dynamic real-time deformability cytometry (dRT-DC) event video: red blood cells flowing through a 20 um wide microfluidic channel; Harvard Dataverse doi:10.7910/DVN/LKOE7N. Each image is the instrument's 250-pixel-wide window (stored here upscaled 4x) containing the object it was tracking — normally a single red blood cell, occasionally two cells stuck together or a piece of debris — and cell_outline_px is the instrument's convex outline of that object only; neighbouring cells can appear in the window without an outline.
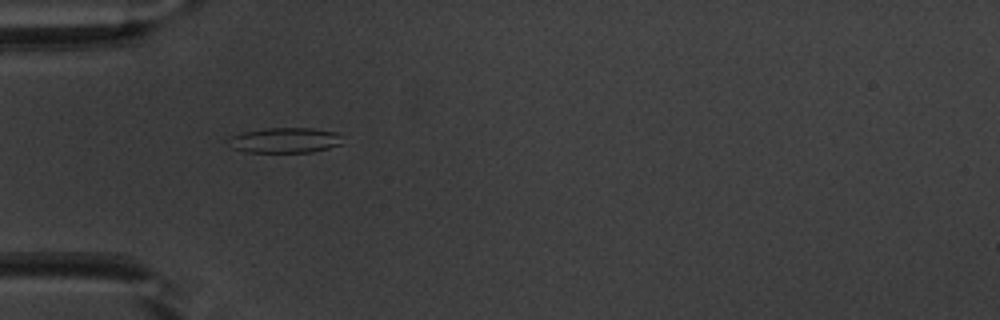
{"species": "common noctule bat (a hibernating species)", "species_latin": "Nyctalus noctula", "temperature_condition": "warm", "stored_images_in_passage": 42, "camera_frame_rate_fps": 3000, "um_per_image_px": 0.085, "animal": {"sex": "male", "body_mass_g": 20.1, "forearm_length_mm": 53.5}, "frame": {"image": 1, "passage_image": 7, "time_ms": 2.0, "image_size_px": [1000, 320], "cell_outline_px": [[340, 144], [328, 148], [312, 152], [244, 152], [232, 148], [224, 140], [232, 136], [244, 132], [264, 128], [312, 128], [336, 132], [340, 136]], "centroid_in_image_um": [24.14, 11.92], "position_along_channel_um": 60.9, "area_um2": 16.82}}
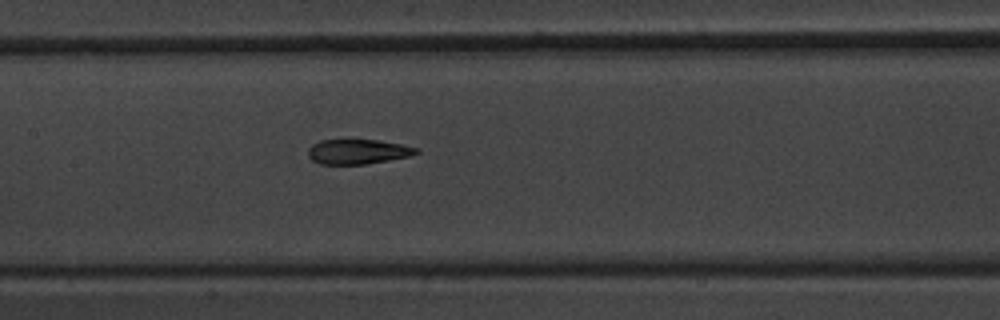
{"frame": {"image": 2, "passage_image": 16, "time_ms": 5.0, "image_size_px": [1000, 320], "cell_outline_px": [[420, 152], [408, 156], [388, 160], [364, 164], [320, 164], [312, 160], [308, 156], [308, 148], [312, 144], [320, 140], [344, 136], [376, 140], [400, 144], [420, 148]], "centroid_in_image_um": [30.35, 12.83], "position_along_channel_um": 177.1, "area_um2": 16.36}}
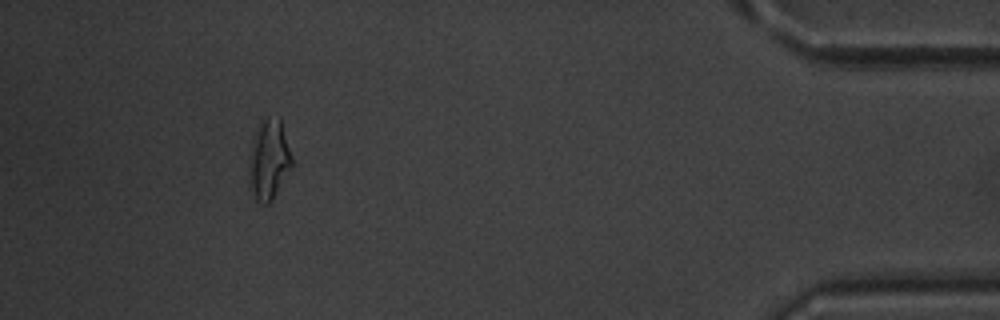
{"frame": {"image": 3, "passage_image": 38, "time_ms": 12.333, "image_size_px": [1000, 320], "cell_outline_px": [[292, 168], [272, 200], [268, 204], [260, 204], [256, 200], [248, 184], [248, 164], [252, 140], [260, 120], [268, 116], [280, 116], [292, 156]], "centroid_in_image_um": [22.84, 13.56], "position_along_channel_um": 412.4, "area_um2": 20.58}, "authors_computed_cell_mechanics": {"area_um2": 17.1088, "velocity_mm_per_s": 3.9766, "shape_relaxation_time_tau1_ms": 6.2829, "shape_relaxation_time_tau2_ms": 1.6288, "deformation_change_tau1": 0.2002, "deformation_change_tau2": 0.0797}}